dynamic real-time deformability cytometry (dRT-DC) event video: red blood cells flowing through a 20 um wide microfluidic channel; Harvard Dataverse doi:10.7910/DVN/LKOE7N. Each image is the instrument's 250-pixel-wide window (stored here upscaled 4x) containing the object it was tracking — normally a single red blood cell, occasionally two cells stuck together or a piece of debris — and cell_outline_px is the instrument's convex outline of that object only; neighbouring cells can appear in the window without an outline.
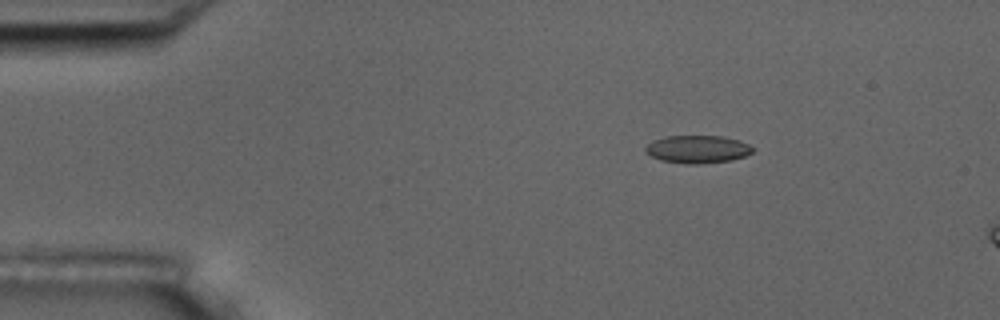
{"species": "common noctule bat (a hibernating species)", "species_latin": "Nyctalus noctula", "temperature_condition": "room temperature", "stored_images_in_passage": 5, "camera_frame_rate_fps": 3000, "um_per_image_px": 0.085, "animal": {"sex": "male", "body_mass_g": 17.5, "forearm_length_mm": 52.3}, "frame": {"image": 1, "passage_image": 3, "time_ms": 0.667, "image_size_px": [1000, 320], "cell_outline_px": [[756, 148], [752, 152], [744, 156], [732, 160], [696, 164], [688, 164], [660, 160], [644, 152], [644, 148], [652, 140], [664, 136], [720, 136], [740, 140]], "centroid_in_image_um": [59.28, 12.68], "position_along_channel_um": 25.7, "area_um2": 17.46}}